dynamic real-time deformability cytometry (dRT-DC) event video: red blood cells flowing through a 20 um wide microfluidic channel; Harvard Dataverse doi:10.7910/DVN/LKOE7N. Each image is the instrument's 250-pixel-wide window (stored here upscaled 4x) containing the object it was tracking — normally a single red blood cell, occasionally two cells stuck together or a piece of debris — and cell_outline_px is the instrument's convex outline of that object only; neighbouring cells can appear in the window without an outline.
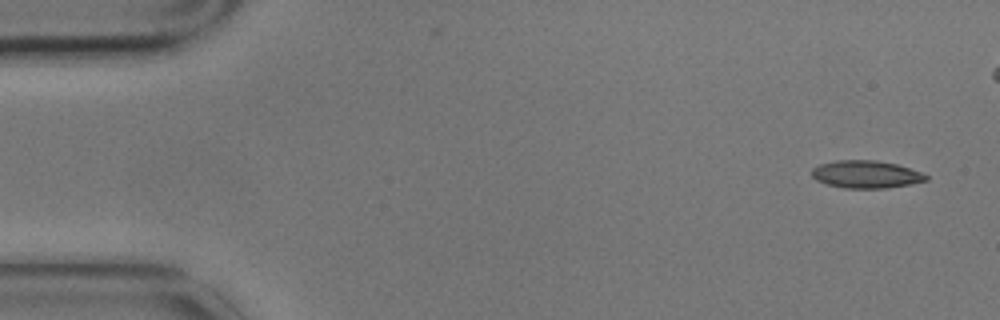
{"species": "common noctule bat (a hibernating species)", "species_latin": "Nyctalus noctula", "temperature_condition": "cold", "stored_images_in_passage": 5, "camera_frame_rate_fps": 3000, "um_per_image_px": 0.085, "animal": {"sex": "male", "body_mass_g": 17.9}, "frame": {"image": 1, "passage_image": 1, "time_ms": 0.0, "image_size_px": [1000, 320], "cell_outline_px": [[928, 180], [888, 188], [844, 188], [828, 184], [816, 180], [812, 176], [812, 168], [820, 164], [836, 160], [876, 160], [896, 164], [924, 172], [928, 176]], "centroid_in_image_um": [73.63, 14.81], "position_along_channel_um": 11.4, "area_um2": 18.38}}